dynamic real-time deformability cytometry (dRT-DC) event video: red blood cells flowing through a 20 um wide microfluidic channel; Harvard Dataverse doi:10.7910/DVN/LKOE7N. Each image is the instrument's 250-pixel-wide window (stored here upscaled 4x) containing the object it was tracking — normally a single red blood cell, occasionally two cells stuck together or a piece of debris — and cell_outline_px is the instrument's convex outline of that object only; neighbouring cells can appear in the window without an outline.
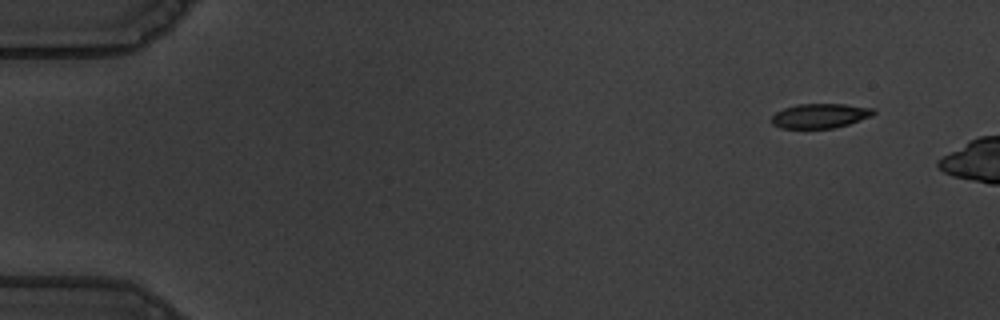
{"species": "common noctule bat (a hibernating species)", "species_latin": "Nyctalus noctula", "temperature_condition": "warm", "stored_images_in_passage": 5, "camera_frame_rate_fps": 3000, "um_per_image_px": 0.085, "animal": {"sex": "male", "body_mass_g": 19.5, "forearm_length_mm": 54.6}, "frame": {"image": 1, "passage_image": 1, "time_ms": 0.0, "image_size_px": [1000, 320], "cell_outline_px": [[876, 112], [872, 116], [848, 124], [832, 128], [780, 128], [772, 124], [772, 116], [776, 112], [784, 108], [796, 104], [844, 104], [872, 108]], "centroid_in_image_um": [69.69, 9.84], "position_along_channel_um": 15.3, "area_um2": 14.51}}